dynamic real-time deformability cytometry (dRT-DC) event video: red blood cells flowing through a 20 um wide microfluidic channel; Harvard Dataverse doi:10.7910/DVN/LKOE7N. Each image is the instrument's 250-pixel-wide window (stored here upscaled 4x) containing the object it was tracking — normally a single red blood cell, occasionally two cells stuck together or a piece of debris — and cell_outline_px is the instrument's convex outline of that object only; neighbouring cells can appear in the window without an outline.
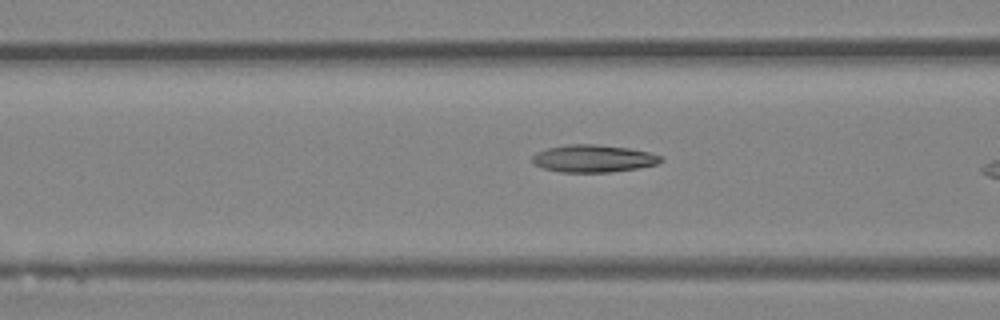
{"species": "Egyptian fruit bat (a non-hibernating species)", "species_latin": "Rousettus aegyptiacus", "temperature_condition": "room temperature", "stored_images_in_passage": 33, "camera_frame_rate_fps": 3000, "um_per_image_px": 0.085, "animal": {"sex": "female"}, "frame": {"image": 1, "passage_image": 15, "time_ms": 4.667, "image_size_px": [1000, 320], "cell_outline_px": [[664, 160], [656, 164], [636, 168], [612, 172], [560, 172], [544, 168], [532, 164], [532, 156], [536, 152], [548, 148], [568, 144], [596, 144], [628, 148], [648, 152], [664, 156]], "centroid_in_image_um": [50.43, 13.47], "position_along_channel_um": 116.2, "area_um2": 20.58}}